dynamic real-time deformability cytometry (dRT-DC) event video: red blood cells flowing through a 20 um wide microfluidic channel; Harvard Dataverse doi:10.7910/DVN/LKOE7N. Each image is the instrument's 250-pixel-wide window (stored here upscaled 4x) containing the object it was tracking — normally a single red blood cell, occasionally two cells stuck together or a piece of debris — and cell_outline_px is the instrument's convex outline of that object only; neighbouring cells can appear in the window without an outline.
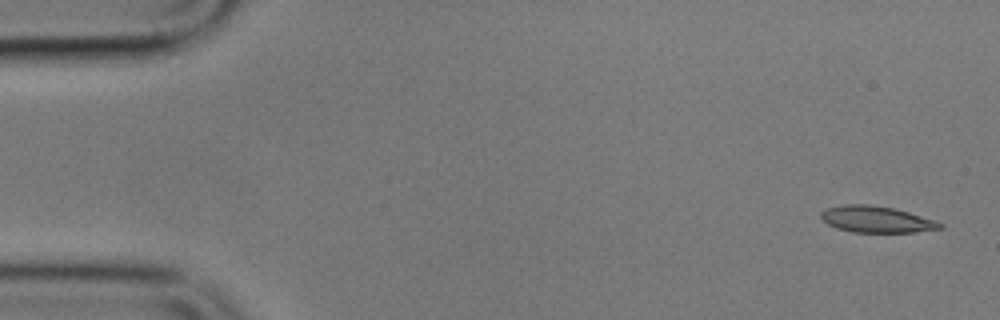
{"species": "common noctule bat (a hibernating species)", "species_latin": "Nyctalus noctula", "temperature_condition": "cold", "stored_images_in_passage": 4, "camera_frame_rate_fps": 3000, "um_per_image_px": 0.085, "animal": {"sex": "male", "body_mass_g": 17.9}, "frame": {"image": 1, "passage_image": 1, "time_ms": 0.0, "image_size_px": [1000, 320], "cell_outline_px": [[944, 228], [916, 232], [852, 232], [836, 228], [828, 224], [820, 216], [820, 212], [828, 208], [844, 204], [872, 204], [896, 208], [944, 224]], "centroid_in_image_um": [74.48, 18.64], "position_along_channel_um": 10.5, "area_um2": 18.32}}
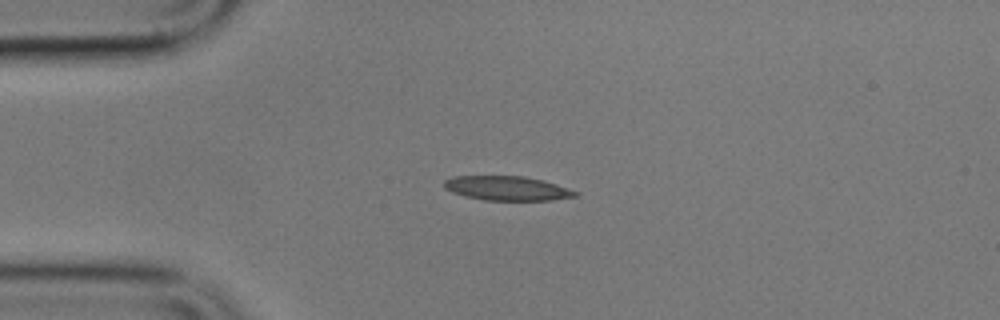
{"frame": {"image": 2, "passage_image": 4, "time_ms": 3.667, "image_size_px": [1000, 320], "cell_outline_px": [[580, 196], [552, 200], [484, 200], [464, 196], [452, 192], [444, 188], [444, 180], [452, 176], [524, 176], [544, 180], [580, 192]], "centroid_in_image_um": [43.13, 16.0], "position_along_channel_um": 41.9, "area_um2": 18.79}}